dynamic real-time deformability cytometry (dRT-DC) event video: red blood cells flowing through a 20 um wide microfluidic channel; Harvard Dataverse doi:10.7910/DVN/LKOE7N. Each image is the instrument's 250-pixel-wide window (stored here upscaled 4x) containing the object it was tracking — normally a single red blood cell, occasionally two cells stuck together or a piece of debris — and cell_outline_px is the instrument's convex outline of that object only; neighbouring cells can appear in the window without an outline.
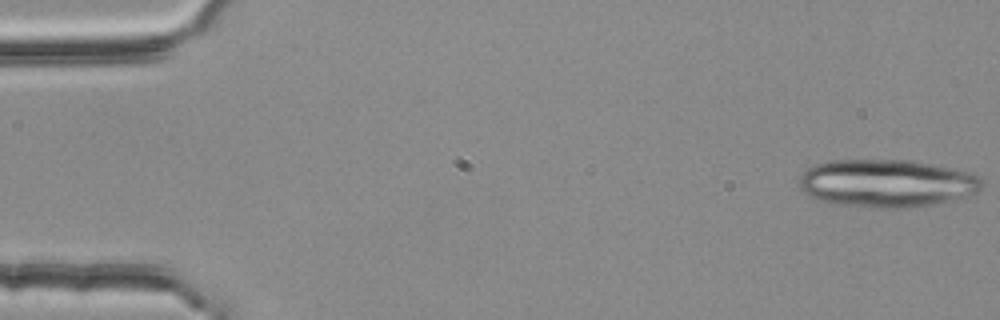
{"species": "common noctule bat (a hibernating species)", "species_latin": "Nyctalus noctula", "temperature_condition": "room temperature", "stored_images_in_passage": 18, "camera_frame_rate_fps": 3000, "um_per_image_px": 0.085, "animal": {"sex": "female", "body_mass_g": 25.1}, "frame": {"image": 1, "passage_image": 1, "time_ms": 0.0, "image_size_px": [1000, 320], "cell_outline_px": [[984, 188], [976, 192], [964, 196], [932, 204], [900, 208], [884, 208], [836, 204], [820, 200], [808, 196], [800, 188], [800, 176], [808, 168], [816, 164], [832, 160], [912, 160], [952, 168], [976, 176], [984, 184]], "centroid_in_image_um": [75.33, 15.57], "position_along_channel_um": 9.7, "area_um2": 50.4}}